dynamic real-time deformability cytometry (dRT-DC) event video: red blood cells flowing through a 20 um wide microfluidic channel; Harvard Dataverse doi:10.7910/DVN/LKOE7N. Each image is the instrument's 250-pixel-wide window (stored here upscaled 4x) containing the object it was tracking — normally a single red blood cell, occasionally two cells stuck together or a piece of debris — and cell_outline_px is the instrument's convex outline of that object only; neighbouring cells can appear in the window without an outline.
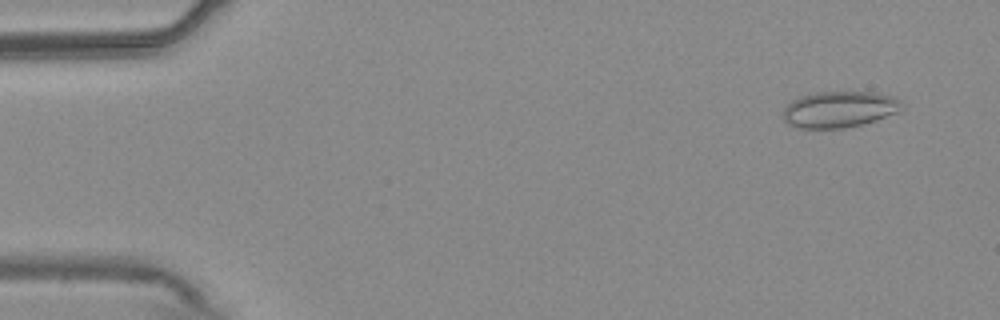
{"species": "common noctule bat (a hibernating species)", "species_latin": "Nyctalus noctula", "temperature_condition": "warm", "stored_images_in_passage": 54, "camera_frame_rate_fps": 3000, "um_per_image_px": 0.085, "animal": {"sex": "male", "body_mass_g": 20.4}, "frame": {"image": 1, "passage_image": 4, "time_ms": 1.0, "image_size_px": [1000, 320], "cell_outline_px": [[904, 108], [896, 112], [876, 120], [864, 124], [844, 128], [800, 128], [788, 124], [784, 120], [784, 108], [792, 100], [800, 96], [816, 92], [880, 92], [896, 96], [904, 104]], "centroid_in_image_um": [71.39, 9.28], "position_along_channel_um": 13.6, "area_um2": 25.32}}
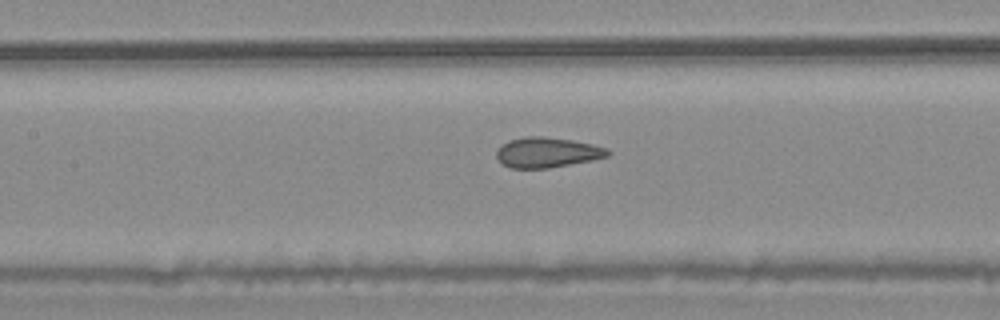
{"frame": {"image": 2, "passage_image": 25, "time_ms": 8.0, "image_size_px": [1000, 320], "cell_outline_px": [[612, 152], [608, 156], [592, 160], [548, 168], [508, 168], [500, 164], [496, 156], [496, 152], [508, 140], [528, 136], [544, 136], [572, 140], [592, 144], [608, 148]], "centroid_in_image_um": [46.51, 12.96], "position_along_channel_um": 160.9, "area_um2": 19.65}}
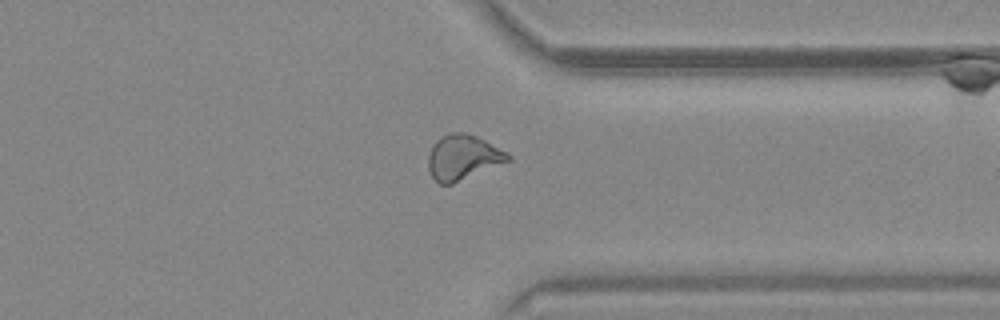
{"frame": {"image": 3, "passage_image": 42, "time_ms": 13.667, "image_size_px": [1000, 320], "cell_outline_px": [[512, 160], [452, 184], [440, 184], [432, 176], [428, 168], [428, 156], [432, 144], [436, 140], [448, 132], [468, 132], [508, 152], [512, 156]], "centroid_in_image_um": [39.36, 13.36], "position_along_channel_um": 372.0, "area_um2": 21.1}, "authors_computed_cell_mechanics": {"area_um2": 20.519, "velocity_mm_per_s": 3.7617, "shape_relaxation_time_tau1_ms": null, "shape_relaxation_time_tau2_ms": 0.7636, "deformation_change_tau1": null, "deformation_change_tau2": 0.0457}}